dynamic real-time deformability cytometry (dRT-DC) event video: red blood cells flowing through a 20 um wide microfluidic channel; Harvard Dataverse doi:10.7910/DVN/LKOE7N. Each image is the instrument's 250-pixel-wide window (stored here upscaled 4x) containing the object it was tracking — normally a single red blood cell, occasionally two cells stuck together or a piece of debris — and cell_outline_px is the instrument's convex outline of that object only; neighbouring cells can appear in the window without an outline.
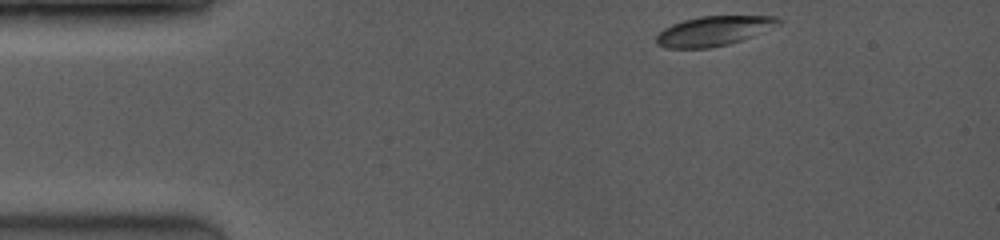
{"species": "common noctule bat (a hibernating species)", "species_latin": "Nyctalus noctula", "temperature_condition": "room temperature", "stored_images_in_passage": 36, "camera_frame_rate_fps": 3500, "um_per_image_px": 0.085, "animal": {"sex": "female", "body_mass_g": 19.0, "forearm_length_mm": 53.3}, "frame": {"image": 1, "passage_image": 1, "time_ms": 0.0, "image_size_px": [1000, 240], "cell_outline_px": [[784, 24], [752, 36], [728, 44], [708, 48], [664, 48], [656, 44], [656, 36], [664, 28], [672, 24], [684, 20], [700, 16], [776, 16], [784, 20]], "centroid_in_image_um": [60.71, 2.62], "position_along_channel_um": 24.3, "area_um2": 21.27}}
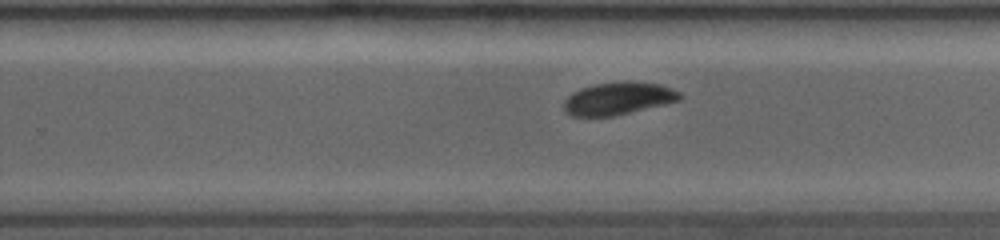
{"frame": {"image": 2, "passage_image": 25, "time_ms": 8.0, "image_size_px": [1000, 240], "cell_outline_px": [[684, 96], [680, 100], [664, 104], [612, 116], [572, 116], [564, 112], [564, 100], [572, 92], [580, 88], [592, 84], [624, 80], [628, 80], [664, 84], [680, 92]], "centroid_in_image_um": [52.56, 8.34], "position_along_channel_um": 277.2, "area_um2": 22.37}}
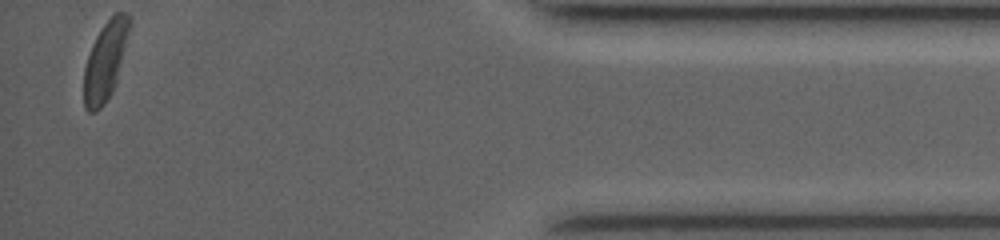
{"frame": {"image": 3, "passage_image": 36, "time_ms": 12.857, "image_size_px": [1000, 240], "cell_outline_px": [[132, 24], [116, 84], [112, 92], [104, 104], [96, 112], [88, 112], [84, 108], [84, 68], [92, 44], [96, 36], [104, 24], [116, 12], [128, 12], [132, 20]], "centroid_in_image_um": [8.98, 5.16], "position_along_channel_um": 426.2, "area_um2": 21.15}, "authors_computed_cell_mechanics": {"area_um2": 22.1952, "velocity_mm_per_s": 4.0745, "shape_relaxation_time_tau1_ms": 2.0084, "shape_relaxation_time_tau2_ms": 4.9384, "deformation_change_tau1": 0.0889, "deformation_change_tau2": 0.0655}}